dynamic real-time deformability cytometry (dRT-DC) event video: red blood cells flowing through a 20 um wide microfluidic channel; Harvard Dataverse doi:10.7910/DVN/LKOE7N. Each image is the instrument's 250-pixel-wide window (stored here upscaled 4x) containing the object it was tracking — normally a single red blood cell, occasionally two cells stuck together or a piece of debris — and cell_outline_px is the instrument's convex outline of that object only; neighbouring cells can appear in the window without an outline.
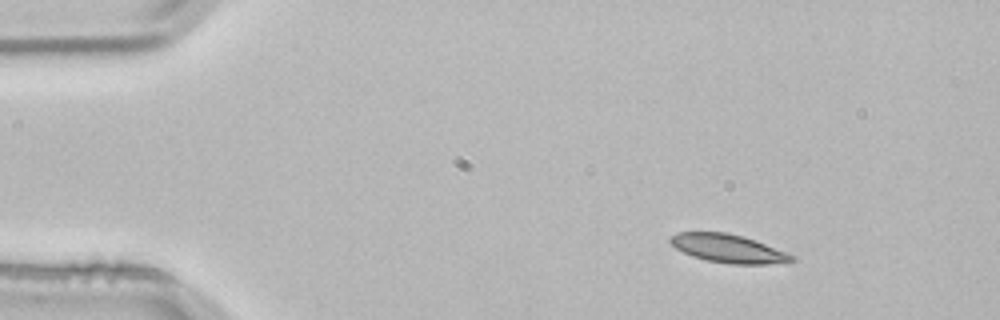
{"species": "common noctule bat (a hibernating species)", "species_latin": "Nyctalus noctula", "temperature_condition": "room temperature", "stored_images_in_passage": 3, "camera_frame_rate_fps": 3000, "um_per_image_px": 0.085, "animal": {"sex": "male", "body_mass_g": 21.5, "forearm_length_mm": 52.0}, "frame": {"image": 1, "passage_image": 1, "time_ms": 0.0, "image_size_px": [1000, 320], "cell_outline_px": [[796, 260], [768, 264], [728, 264], [708, 260], [692, 256], [676, 248], [668, 240], [668, 236], [676, 232], [728, 232], [744, 236], [756, 240], [796, 256]], "centroid_in_image_um": [61.88, 21.11], "position_along_channel_um": 23.1, "area_um2": 20.17}}
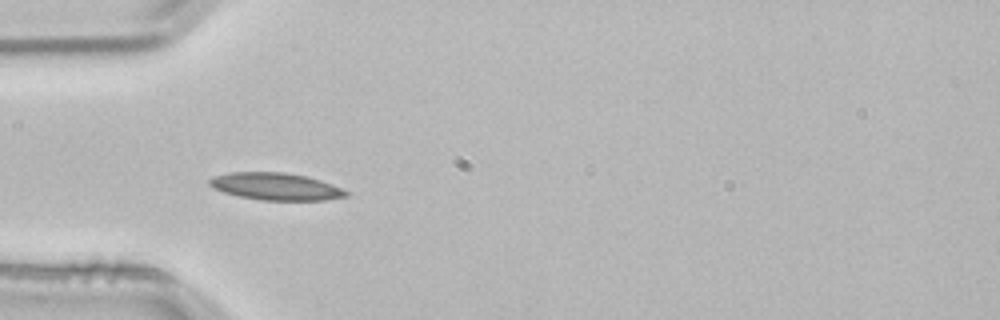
{"frame": {"image": 2, "passage_image": 3, "time_ms": 0.667, "image_size_px": [1000, 320], "cell_outline_px": [[348, 196], [324, 200], [260, 200], [240, 196], [224, 192], [208, 184], [208, 180], [212, 176], [228, 172], [284, 172], [308, 176], [332, 184], [348, 192]], "centroid_in_image_um": [23.43, 15.84], "position_along_channel_um": 61.6, "area_um2": 21.62}}